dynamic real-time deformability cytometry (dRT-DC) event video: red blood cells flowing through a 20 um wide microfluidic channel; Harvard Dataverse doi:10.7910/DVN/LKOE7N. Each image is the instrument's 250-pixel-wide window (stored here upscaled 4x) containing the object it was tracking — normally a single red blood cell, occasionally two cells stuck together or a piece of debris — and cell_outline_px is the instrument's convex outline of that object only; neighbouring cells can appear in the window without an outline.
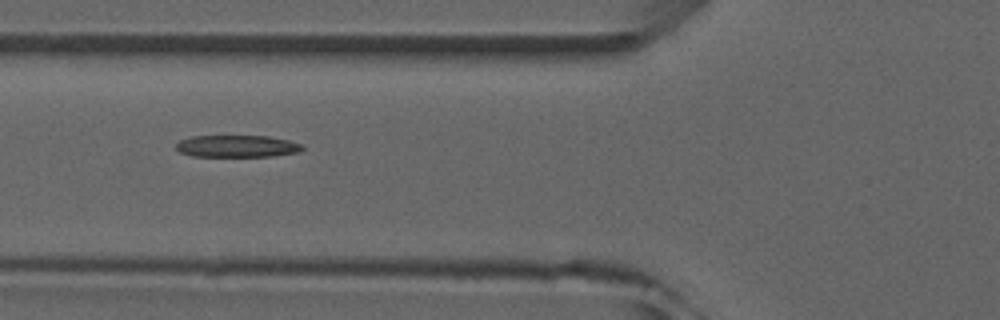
{"species": "common noctule bat (a hibernating species)", "species_latin": "Nyctalus noctula", "temperature_condition": "room temperature", "stored_images_in_passage": 4, "camera_frame_rate_fps": 3000, "um_per_image_px": 0.085, "animal": {"sex": "male", "forearm_length_mm": 52.5}, "frame": {"image": 1, "passage_image": 2, "time_ms": 1.0, "image_size_px": [1000, 320], "cell_outline_px": [[304, 148], [296, 152], [272, 156], [192, 156], [180, 152], [176, 148], [176, 144], [180, 140], [192, 136], [268, 136], [288, 140], [304, 144]], "centroid_in_image_um": [20.15, 12.42], "position_along_channel_um": 105.7, "area_um2": 16.13}}
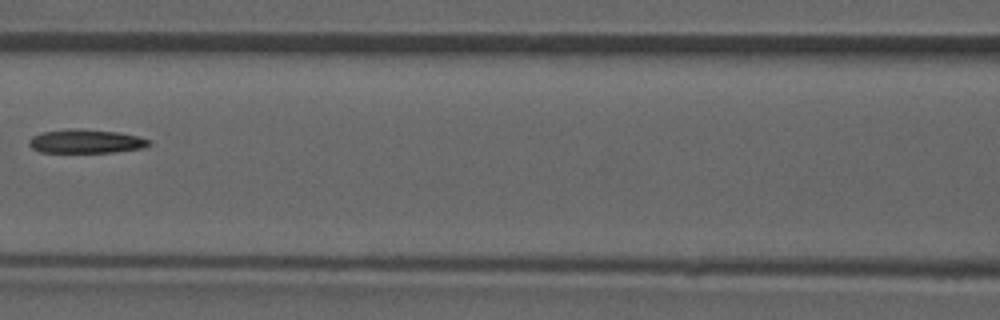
{"frame": {"image": 2, "passage_image": 3, "time_ms": 2.333, "image_size_px": [1000, 320], "cell_outline_px": [[152, 144], [144, 148], [112, 152], [40, 152], [32, 148], [28, 144], [28, 140], [32, 136], [40, 132], [80, 128], [116, 132], [140, 136], [148, 140]], "centroid_in_image_um": [7.29, 12.01], "position_along_channel_um": 159.3, "area_um2": 16.65}}